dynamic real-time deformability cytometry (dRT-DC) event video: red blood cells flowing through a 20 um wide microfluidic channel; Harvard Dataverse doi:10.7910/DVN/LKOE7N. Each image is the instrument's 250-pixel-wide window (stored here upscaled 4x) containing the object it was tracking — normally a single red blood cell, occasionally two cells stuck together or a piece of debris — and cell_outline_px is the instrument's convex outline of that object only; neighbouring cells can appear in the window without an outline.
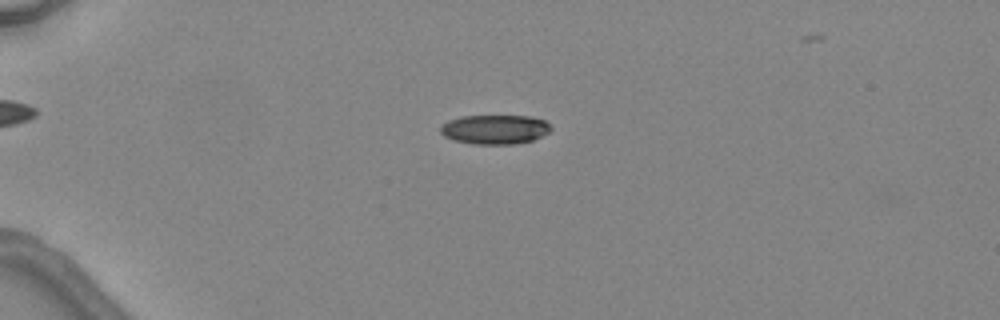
{"species": "common noctule bat (a hibernating species)", "species_latin": "Nyctalus noctula", "temperature_condition": "warm", "stored_images_in_passage": 6, "camera_frame_rate_fps": 3000, "um_per_image_px": 0.085, "animal": {"sex": "female", "body_mass_g": 24.6, "forearm_length_mm": 56.2}, "frame": {"image": 1, "passage_image": 5, "time_ms": 4.667, "image_size_px": [1000, 320], "cell_outline_px": [[552, 128], [548, 132], [532, 140], [512, 144], [472, 144], [452, 140], [444, 136], [440, 132], [440, 124], [448, 120], [460, 116], [532, 116], [544, 120]], "centroid_in_image_um": [42.0, 10.99], "position_along_channel_um": 43.0, "area_um2": 18.96}}